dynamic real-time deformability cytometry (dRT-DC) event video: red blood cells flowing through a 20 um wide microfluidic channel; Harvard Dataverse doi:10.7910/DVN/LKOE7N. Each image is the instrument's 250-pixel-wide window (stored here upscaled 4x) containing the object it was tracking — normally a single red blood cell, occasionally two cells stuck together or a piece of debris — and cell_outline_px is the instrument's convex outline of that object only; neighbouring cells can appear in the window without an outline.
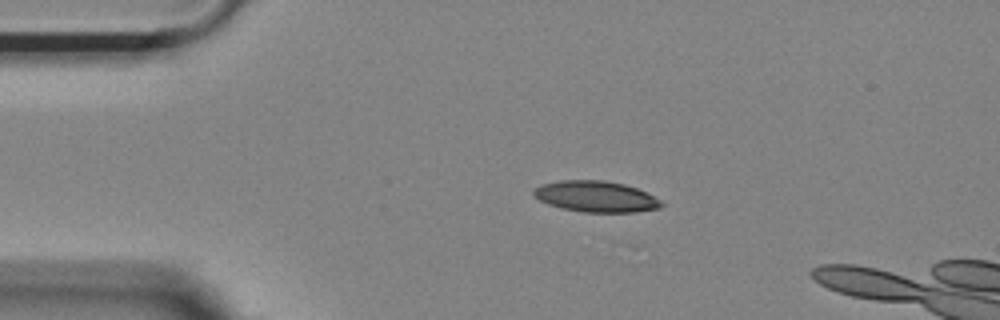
{"species": "Egyptian fruit bat (a non-hibernating species)", "species_latin": "Rousettus aegyptiacus", "temperature_condition": "room temperature", "stored_images_in_passage": 6, "camera_frame_rate_fps": 3000, "um_per_image_px": 0.085, "animal": {"sex": "female"}, "frame": {"image": 1, "passage_image": 1, "time_ms": 0.0, "image_size_px": [1000, 320], "cell_outline_px": [[664, 204], [660, 208], [636, 212], [584, 212], [564, 208], [548, 204], [540, 200], [532, 192], [540, 184], [560, 180], [604, 180], [624, 184], [636, 188], [660, 200]], "centroid_in_image_um": [50.65, 16.7], "position_along_channel_um": 34.3, "area_um2": 22.89}}